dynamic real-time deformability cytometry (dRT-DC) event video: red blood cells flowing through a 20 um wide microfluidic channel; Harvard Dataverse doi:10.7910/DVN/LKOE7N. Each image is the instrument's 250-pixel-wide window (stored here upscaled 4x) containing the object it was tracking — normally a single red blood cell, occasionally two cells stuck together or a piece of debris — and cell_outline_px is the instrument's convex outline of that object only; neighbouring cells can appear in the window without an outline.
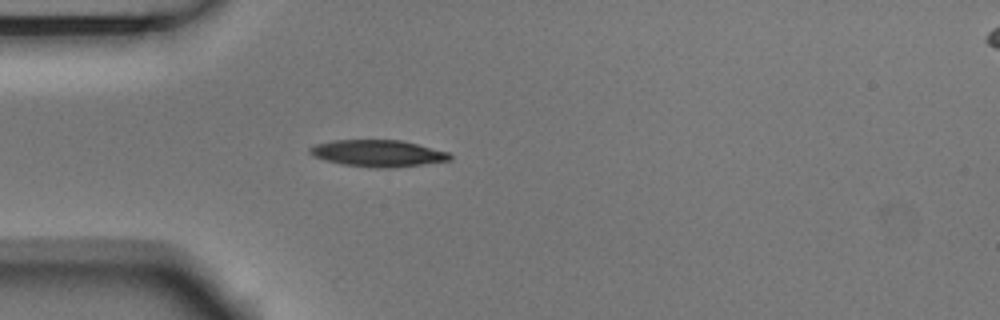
{"species": "Egyptian fruit bat (a non-hibernating species)", "species_latin": "Rousettus aegyptiacus", "temperature_condition": "room temperature", "stored_images_in_passage": 9, "camera_frame_rate_fps": 3000, "um_per_image_px": 0.085, "animal": {"sex": "male"}, "frame": {"image": 1, "passage_image": 1, "time_ms": 0.0, "image_size_px": [1000, 320], "cell_outline_px": [[452, 160], [396, 168], [372, 168], [344, 164], [324, 160], [312, 156], [308, 152], [308, 148], [316, 144], [332, 140], [400, 140], [448, 152], [452, 156]], "centroid_in_image_um": [32.1, 13.04], "position_along_channel_um": 52.9, "area_um2": 21.91}}
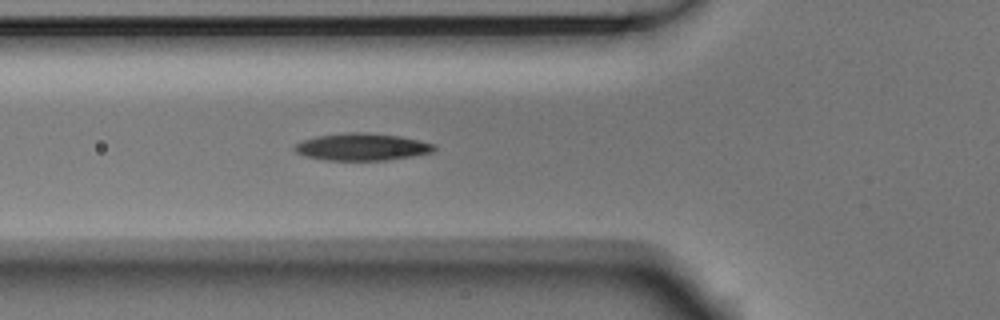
{"frame": {"image": 2, "passage_image": 5, "time_ms": 1.333, "image_size_px": [1000, 320], "cell_outline_px": [[436, 148], [432, 152], [412, 156], [388, 160], [328, 160], [304, 156], [296, 152], [292, 148], [300, 140], [316, 136], [348, 132], [364, 132], [400, 136], [436, 144]], "centroid_in_image_um": [30.74, 12.48], "position_along_channel_um": 95.1, "area_um2": 22.2}}
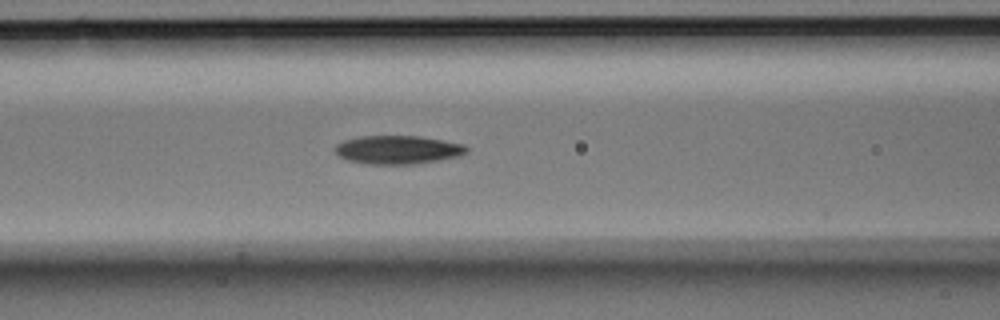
{"frame": {"image": 3, "passage_image": 8, "time_ms": 2.333, "image_size_px": [1000, 320], "cell_outline_px": [[468, 152], [460, 156], [412, 164], [368, 164], [348, 160], [340, 156], [332, 148], [336, 144], [344, 140], [360, 136], [420, 136], [464, 144], [468, 148]], "centroid_in_image_um": [33.8, 12.72], "position_along_channel_um": 132.8, "area_um2": 21.79}}